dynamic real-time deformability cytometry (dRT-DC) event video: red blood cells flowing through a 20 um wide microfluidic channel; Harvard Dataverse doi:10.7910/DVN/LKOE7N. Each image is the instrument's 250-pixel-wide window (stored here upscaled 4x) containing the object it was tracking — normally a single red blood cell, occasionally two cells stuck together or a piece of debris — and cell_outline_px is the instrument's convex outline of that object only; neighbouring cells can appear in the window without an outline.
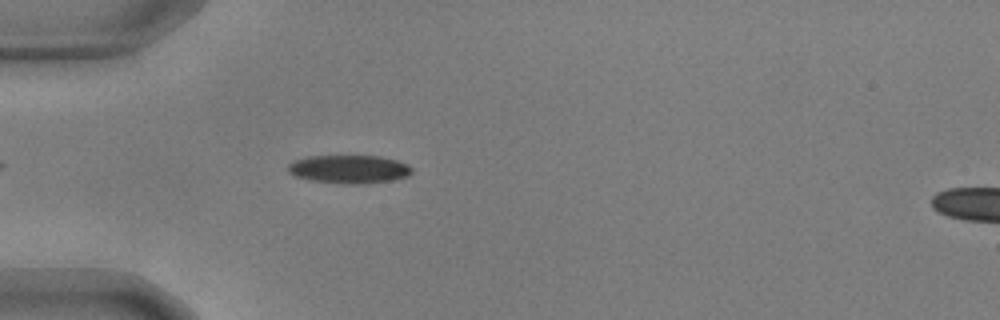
{"species": "common noctule bat (a hibernating species)", "species_latin": "Nyctalus noctula", "temperature_condition": "warm", "stored_images_in_passage": 46, "camera_frame_rate_fps": 3000, "um_per_image_px": 0.085, "animal": {"sex": "male", "body_mass_g": 17.9, "forearm_length_mm": 54.2}, "frame": {"image": 1, "passage_image": 7, "time_ms": 2.0, "image_size_px": [1000, 320], "cell_outline_px": [[412, 172], [408, 176], [392, 180], [368, 184], [340, 184], [308, 180], [296, 176], [288, 172], [288, 164], [292, 160], [308, 156], [380, 156], [396, 160], [408, 164], [412, 168]], "centroid_in_image_um": [29.66, 14.39], "position_along_channel_um": 55.3, "area_um2": 20.75}}
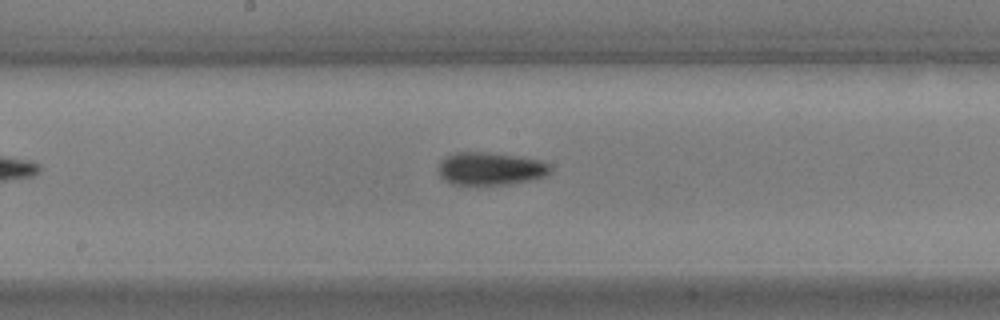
{"frame": {"image": 2, "passage_image": 20, "time_ms": 6.333, "image_size_px": [1000, 320], "cell_outline_px": [[552, 172], [544, 176], [532, 180], [508, 184], [452, 184], [444, 180], [440, 176], [436, 168], [440, 160], [456, 152], [488, 152], [516, 156], [540, 160], [548, 164], [552, 168]], "centroid_in_image_um": [41.66, 14.33], "position_along_channel_um": 206.5, "area_um2": 21.5}}
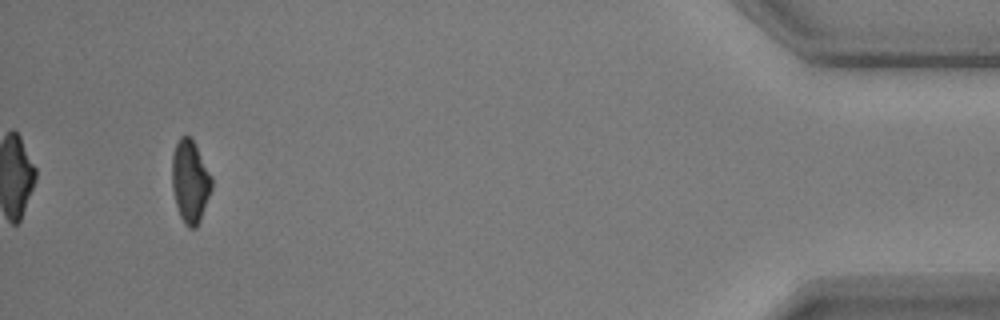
{"frame": {"image": 3, "passage_image": 43, "time_ms": 14.0, "image_size_px": [1000, 320], "cell_outline_px": [[212, 188], [200, 220], [196, 228], [188, 228], [184, 224], [180, 216], [176, 204], [172, 188], [172, 152], [180, 136], [192, 136], [212, 176]], "centroid_in_image_um": [16.16, 15.39], "position_along_channel_um": 419.0, "area_um2": 19.31}, "authors_computed_cell_mechanics": {"area_um2": 20.23, "velocity_mm_per_s": 3.6556, "shape_relaxation_time_tau1_ms": 3.2872, "shape_relaxation_time_tau2_ms": 3.3323, "deformation_change_tau1": 0.1248, "deformation_change_tau2": 0.0805}}